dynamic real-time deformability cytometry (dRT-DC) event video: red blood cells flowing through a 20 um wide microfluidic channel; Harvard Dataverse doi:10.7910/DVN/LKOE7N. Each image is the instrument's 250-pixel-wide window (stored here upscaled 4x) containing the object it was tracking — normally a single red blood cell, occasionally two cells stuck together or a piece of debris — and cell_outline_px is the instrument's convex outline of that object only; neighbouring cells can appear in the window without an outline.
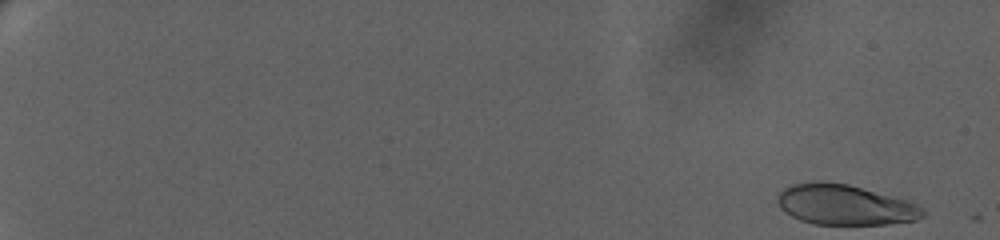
{"species": "human", "species_latin": "Homo sapiens", "temperature_condition": "warm", "stored_images_in_passage": 66, "camera_frame_rate_fps": 3000, "um_per_image_px": 0.085, "donor": {"sex": "female"}, "frame": {"image": 1, "passage_image": 1, "time_ms": 0.0, "image_size_px": [1000, 240], "cell_outline_px": [[924, 216], [916, 220], [888, 224], [812, 224], [800, 220], [784, 212], [780, 208], [776, 200], [776, 196], [784, 188], [792, 184], [820, 180], [848, 184], [908, 200], [924, 208]], "centroid_in_image_um": [71.79, 17.4], "position_along_channel_um": 13.2, "area_um2": 34.39}}
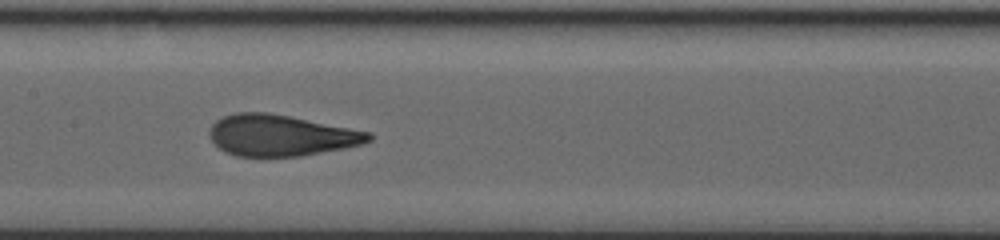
{"frame": {"image": 2, "passage_image": 37, "time_ms": 12.0, "image_size_px": [1000, 240], "cell_outline_px": [[372, 140], [360, 144], [344, 148], [300, 156], [236, 156], [220, 148], [212, 140], [208, 132], [212, 124], [216, 120], [224, 116], [236, 112], [268, 112], [372, 132]], "centroid_in_image_um": [23.87, 11.5], "position_along_channel_um": 183.5, "area_um2": 37.97}}
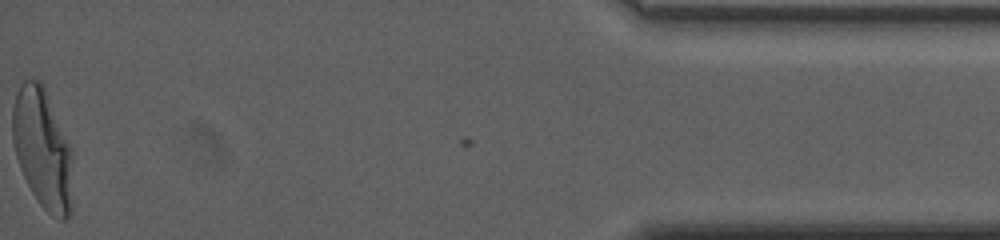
{"frame": {"image": 3, "passage_image": 66, "time_ms": 21.667, "image_size_px": [1000, 240], "cell_outline_px": [[72, 212], [68, 220], [60, 220], [52, 216], [40, 204], [32, 192], [20, 168], [16, 156], [12, 140], [12, 108], [20, 84], [24, 80], [40, 80], [44, 84], [72, 148]], "centroid_in_image_um": [3.64, 12.65], "position_along_channel_um": 431.6, "area_um2": 42.77}, "authors_computed_cell_mechanics": {"area_um2": 38.0613, "velocity_mm_per_s": 3.2706, "shape_relaxation_time_tau1_ms": 6.8349, "shape_relaxation_time_tau2_ms": null, "deformation_change_tau1": 0.2584, "deformation_change_tau2": null}}